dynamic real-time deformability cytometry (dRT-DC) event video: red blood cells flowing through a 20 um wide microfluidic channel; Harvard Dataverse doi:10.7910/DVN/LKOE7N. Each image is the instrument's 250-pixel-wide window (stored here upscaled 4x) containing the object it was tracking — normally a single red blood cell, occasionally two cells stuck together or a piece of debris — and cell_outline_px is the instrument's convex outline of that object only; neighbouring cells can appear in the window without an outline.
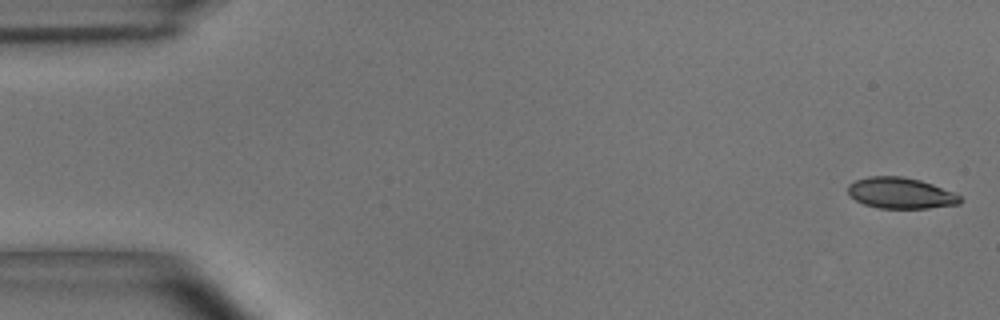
{"species": "common noctule bat (a hibernating species)", "species_latin": "Nyctalus noctula", "temperature_condition": "room temperature", "stored_images_in_passage": 5, "camera_frame_rate_fps": 3000, "um_per_image_px": 0.085, "animal": {"sex": "male", "body_mass_g": 15.6}, "frame": {"image": 1, "passage_image": 1, "time_ms": 0.0, "image_size_px": [1000, 320], "cell_outline_px": [[964, 200], [960, 204], [928, 208], [880, 208], [864, 204], [856, 200], [848, 192], [848, 184], [856, 180], [868, 176], [904, 176], [920, 180], [956, 192]], "centroid_in_image_um": [76.6, 16.41], "position_along_channel_um": 8.4, "area_um2": 20.4}}
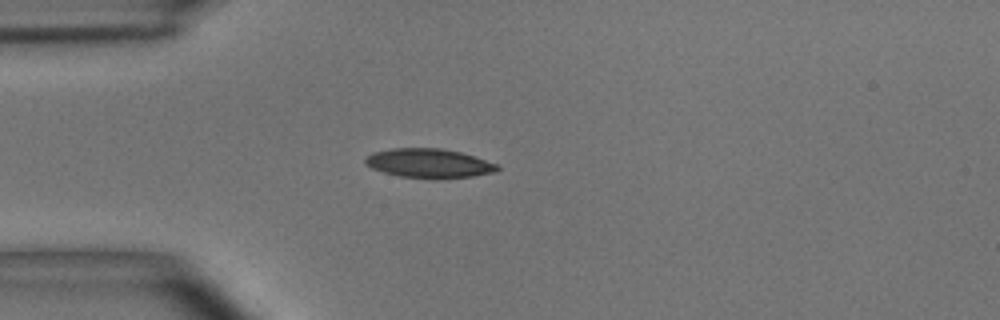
{"frame": {"image": 2, "passage_image": 4, "time_ms": 1.0, "image_size_px": [1000, 320], "cell_outline_px": [[500, 168], [496, 172], [472, 176], [436, 180], [432, 180], [400, 176], [384, 172], [372, 168], [364, 160], [372, 152], [392, 148], [440, 148], [460, 152], [500, 164]], "centroid_in_image_um": [36.51, 13.89], "position_along_channel_um": 48.5, "area_um2": 22.72}}